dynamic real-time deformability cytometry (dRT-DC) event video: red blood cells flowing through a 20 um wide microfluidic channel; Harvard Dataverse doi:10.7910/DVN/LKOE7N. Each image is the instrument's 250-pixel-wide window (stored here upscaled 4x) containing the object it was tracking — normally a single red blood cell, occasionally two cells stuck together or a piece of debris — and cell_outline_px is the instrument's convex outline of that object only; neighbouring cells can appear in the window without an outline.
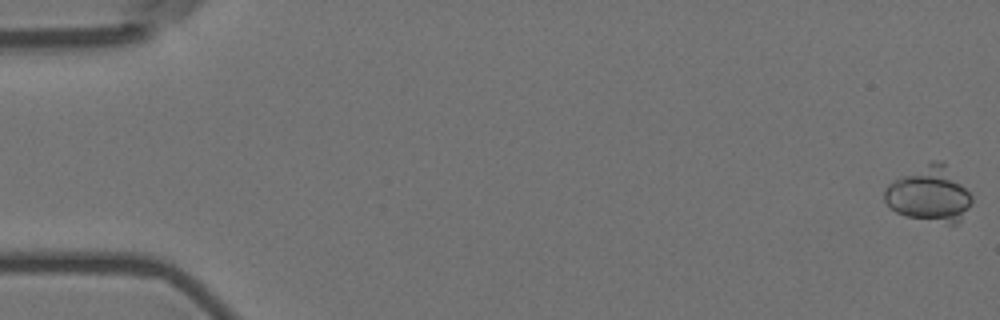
{"species": "Egyptian fruit bat (a non-hibernating species)", "species_latin": "Rousettus aegyptiacus", "temperature_condition": "room temperature", "stored_images_in_passage": 11, "camera_frame_rate_fps": 3000, "um_per_image_px": 0.085, "animal": {"sex": "female"}, "frame": {"image": 1, "passage_image": 1, "time_ms": 0.0, "image_size_px": [1000, 320], "cell_outline_px": [[972, 200], [968, 208], [960, 220], [956, 224], [948, 224], [908, 216], [896, 212], [884, 200], [884, 192], [888, 184], [900, 176], [932, 160], [940, 160], [944, 164], [972, 196]], "centroid_in_image_um": [78.98, 16.51], "position_along_channel_um": 6.0, "area_um2": 27.4}}